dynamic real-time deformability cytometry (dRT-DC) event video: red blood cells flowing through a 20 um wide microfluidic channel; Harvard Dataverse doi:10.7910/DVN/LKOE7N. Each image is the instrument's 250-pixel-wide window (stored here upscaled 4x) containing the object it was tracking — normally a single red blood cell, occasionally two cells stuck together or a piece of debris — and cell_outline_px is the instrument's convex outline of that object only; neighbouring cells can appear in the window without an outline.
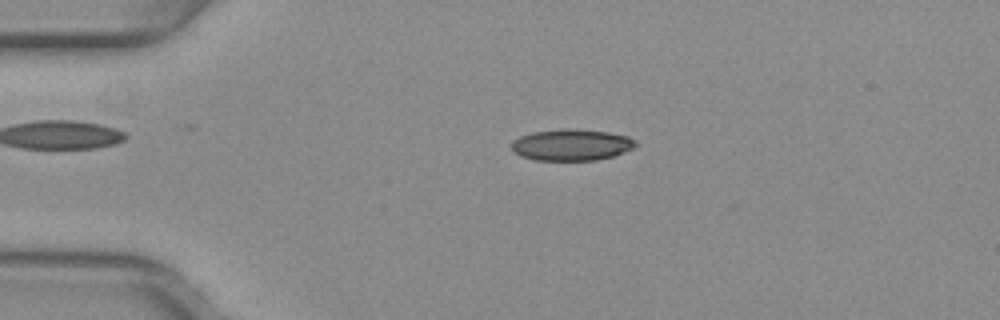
{"species": "common noctule bat (a hibernating species)", "species_latin": "Nyctalus noctula", "temperature_condition": "warm", "stored_images_in_passage": 43, "camera_frame_rate_fps": 3000, "um_per_image_px": 0.085, "animal": {"sex": "female", "body_mass_g": 29.2, "forearm_length_mm": 56.3}, "frame": {"image": 1, "passage_image": 3, "time_ms": 0.667, "image_size_px": [1000, 320], "cell_outline_px": [[636, 144], [632, 148], [624, 152], [612, 156], [596, 160], [536, 160], [520, 156], [512, 152], [512, 140], [520, 136], [532, 132], [564, 128], [576, 128], [608, 132], [628, 136], [636, 140]], "centroid_in_image_um": [48.55, 12.3], "position_along_channel_um": 36.5, "area_um2": 22.89}}
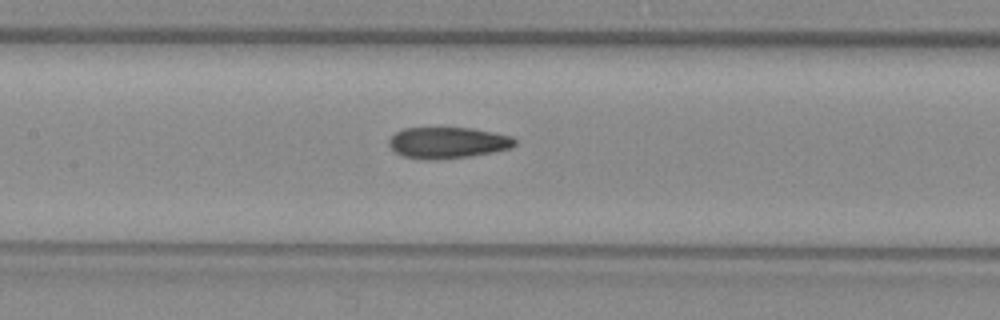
{"frame": {"image": 2, "passage_image": 16, "time_ms": 5.0, "image_size_px": [1000, 320], "cell_outline_px": [[516, 144], [508, 148], [492, 152], [468, 156], [432, 160], [428, 160], [404, 156], [396, 152], [388, 144], [388, 140], [396, 132], [404, 128], [472, 128], [512, 136], [516, 140]], "centroid_in_image_um": [38.04, 12.12], "position_along_channel_um": 169.4, "area_um2": 22.66}}
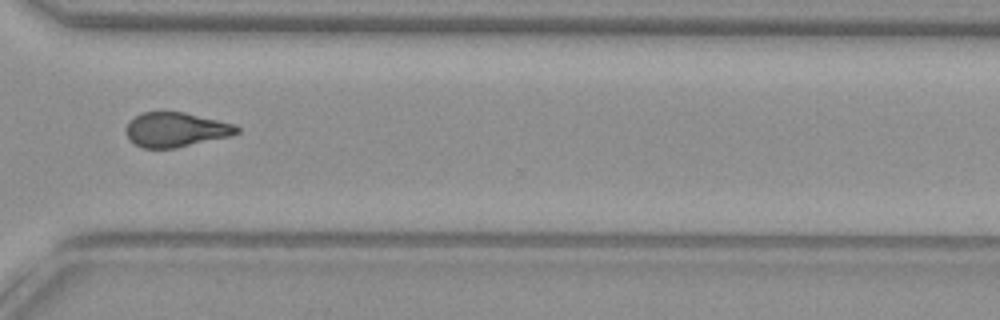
{"frame": {"image": 3, "passage_image": 30, "time_ms": 9.667, "image_size_px": [1000, 320], "cell_outline_px": [[240, 132], [232, 136], [176, 148], [144, 148], [136, 144], [128, 136], [128, 124], [140, 112], [184, 112], [236, 124], [240, 128]], "centroid_in_image_um": [15.04, 11.02], "position_along_channel_um": 355.6, "area_um2": 22.14}, "authors_computed_cell_mechanics": {"area_um2": 22.7732, "velocity_mm_per_s": 4.0033, "shape_relaxation_time_tau1_ms": null, "shape_relaxation_time_tau2_ms": 2.8997, "deformation_change_tau1": null, "deformation_change_tau2": 0.1097}}